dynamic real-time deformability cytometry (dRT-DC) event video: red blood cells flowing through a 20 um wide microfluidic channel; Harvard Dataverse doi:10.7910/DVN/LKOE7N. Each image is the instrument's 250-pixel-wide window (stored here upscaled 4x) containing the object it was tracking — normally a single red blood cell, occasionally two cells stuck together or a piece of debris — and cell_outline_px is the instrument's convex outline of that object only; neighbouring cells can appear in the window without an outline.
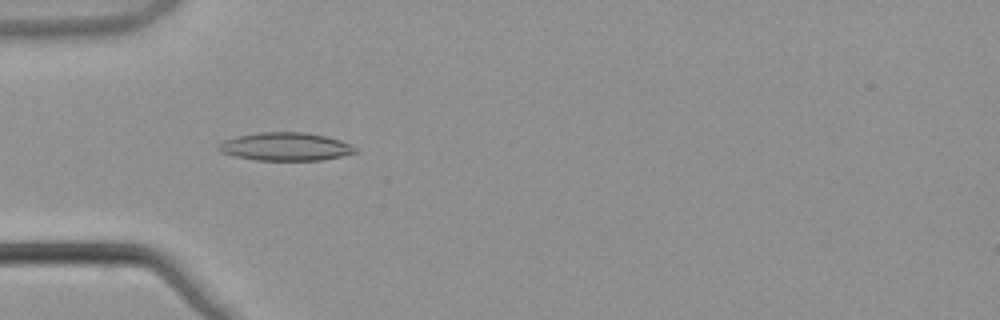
{"species": "common noctule bat (a hibernating species)", "species_latin": "Nyctalus noctula", "temperature_condition": "warm", "stored_images_in_passage": 7, "camera_frame_rate_fps": 3000, "um_per_image_px": 0.085, "animal": {"sex": "male", "body_mass_g": 21.5, "forearm_length_mm": 52.0}, "frame": {"image": 1, "passage_image": 5, "time_ms": 1.333, "image_size_px": [1000, 320], "cell_outline_px": [[360, 152], [320, 160], [256, 160], [236, 156], [220, 152], [216, 148], [224, 140], [236, 136], [256, 132], [308, 132], [340, 140], [352, 144], [360, 148]], "centroid_in_image_um": [24.31, 12.45], "position_along_channel_um": 60.7, "area_um2": 22.6}}
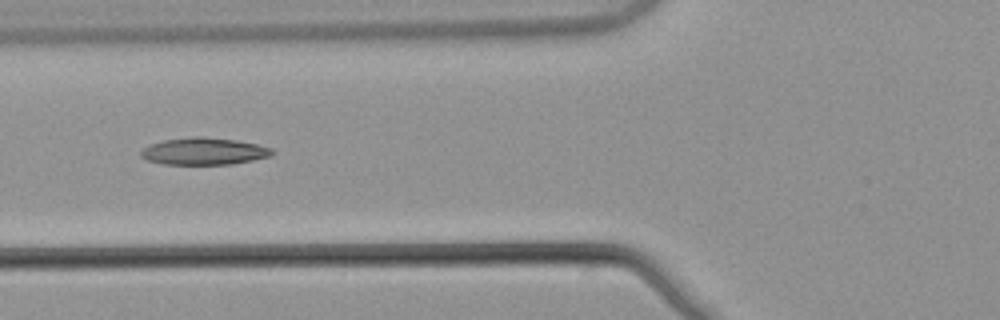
{"frame": {"image": 2, "passage_image": 6, "time_ms": 1.667, "image_size_px": [1000, 320], "cell_outline_px": [[272, 156], [232, 164], [164, 164], [148, 160], [140, 156], [140, 152], [144, 148], [152, 144], [164, 140], [196, 136], [200, 136], [236, 140], [256, 144], [272, 148]], "centroid_in_image_um": [17.34, 12.86], "position_along_channel_um": 108.5, "area_um2": 20.46}}
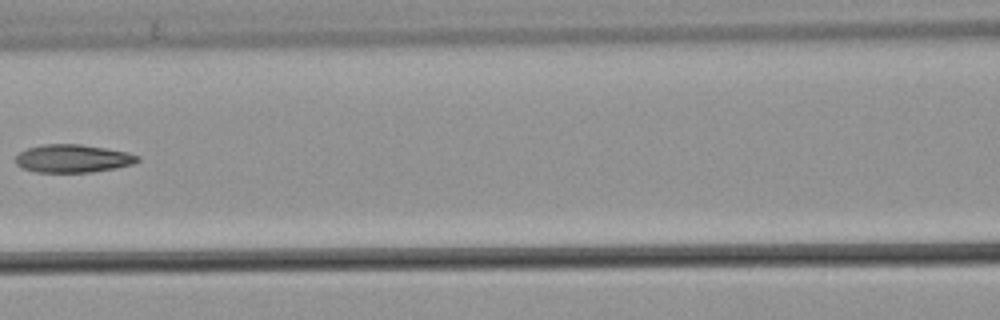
{"frame": {"image": 3, "passage_image": 7, "time_ms": 2.0, "image_size_px": [1000, 320], "cell_outline_px": [[140, 160], [132, 164], [116, 168], [92, 172], [36, 172], [24, 168], [16, 164], [16, 156], [20, 152], [28, 148], [44, 144], [80, 144], [128, 152], [140, 156]], "centroid_in_image_um": [6.21, 13.47], "position_along_channel_um": 160.4, "area_um2": 19.83}}